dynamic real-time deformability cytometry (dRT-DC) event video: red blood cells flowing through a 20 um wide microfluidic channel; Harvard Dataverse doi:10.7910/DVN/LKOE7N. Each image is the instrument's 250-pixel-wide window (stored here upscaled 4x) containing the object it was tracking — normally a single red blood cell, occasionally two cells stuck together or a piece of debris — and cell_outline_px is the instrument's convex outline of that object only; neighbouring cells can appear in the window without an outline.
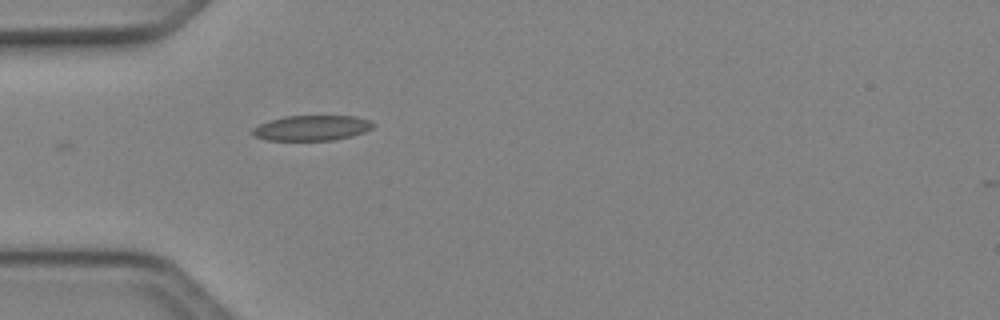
{"species": "Egyptian fruit bat (a non-hibernating species)", "species_latin": "Rousettus aegyptiacus", "temperature_condition": "cold", "stored_images_in_passage": 35, "camera_frame_rate_fps": 3000, "um_per_image_px": 0.085, "animal": {"sex": "female"}, "frame": {"image": 1, "passage_image": 1, "time_ms": 0.0, "image_size_px": [1000, 320], "cell_outline_px": [[376, 124], [372, 128], [364, 132], [352, 136], [332, 140], [268, 140], [256, 136], [248, 132], [252, 128], [260, 124], [284, 116], [356, 116], [368, 120]], "centroid_in_image_um": [26.5, 10.87], "position_along_channel_um": 58.5, "area_um2": 17.69}}
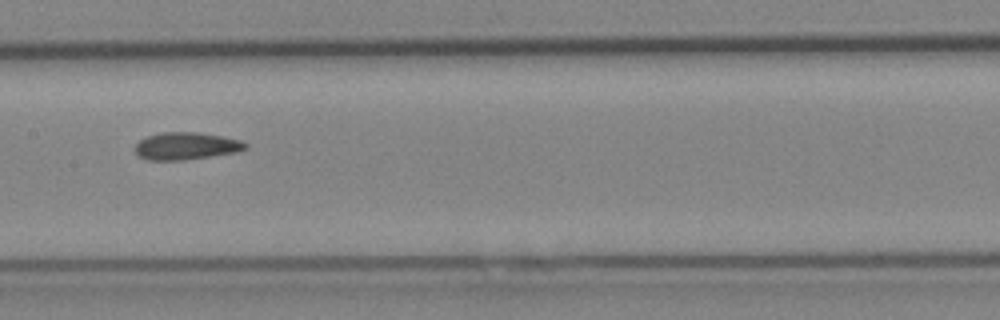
{"frame": {"image": 2, "passage_image": 11, "time_ms": 3.333, "image_size_px": [1000, 320], "cell_outline_px": [[248, 148], [236, 152], [212, 156], [184, 160], [148, 160], [140, 156], [136, 152], [136, 144], [140, 140], [148, 136], [160, 132], [196, 132], [220, 136], [240, 140], [248, 144]], "centroid_in_image_um": [15.84, 12.41], "position_along_channel_um": 191.6, "area_um2": 17.46}}
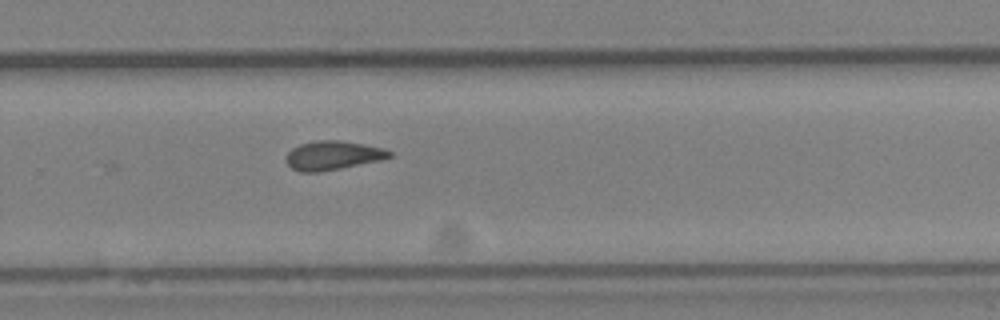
{"frame": {"image": 3, "passage_image": 19, "time_ms": 6.0, "image_size_px": [1000, 320], "cell_outline_px": [[392, 156], [380, 160], [340, 168], [316, 172], [300, 172], [292, 168], [288, 164], [288, 152], [292, 148], [300, 144], [316, 140], [340, 140], [364, 144], [380, 148], [392, 152]], "centroid_in_image_um": [28.28, 13.2], "position_along_channel_um": 301.5, "area_um2": 17.11}}